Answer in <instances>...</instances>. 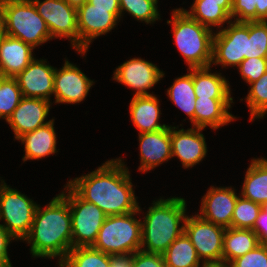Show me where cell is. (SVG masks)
Listing matches in <instances>:
<instances>
[{"label": "cell", "instance_id": "obj_1", "mask_svg": "<svg viewBox=\"0 0 267 267\" xmlns=\"http://www.w3.org/2000/svg\"><path fill=\"white\" fill-rule=\"evenodd\" d=\"M130 172L119 157L107 160L89 174L70 179L67 184L85 201L98 206L107 216L139 209Z\"/></svg>", "mask_w": 267, "mask_h": 267}, {"label": "cell", "instance_id": "obj_2", "mask_svg": "<svg viewBox=\"0 0 267 267\" xmlns=\"http://www.w3.org/2000/svg\"><path fill=\"white\" fill-rule=\"evenodd\" d=\"M41 209L38 204L29 234L23 241L34 258L62 262L72 248L71 214L67 198L58 194Z\"/></svg>", "mask_w": 267, "mask_h": 267}, {"label": "cell", "instance_id": "obj_3", "mask_svg": "<svg viewBox=\"0 0 267 267\" xmlns=\"http://www.w3.org/2000/svg\"><path fill=\"white\" fill-rule=\"evenodd\" d=\"M186 206L183 197L154 200L141 221L140 250L162 255L184 232Z\"/></svg>", "mask_w": 267, "mask_h": 267}, {"label": "cell", "instance_id": "obj_4", "mask_svg": "<svg viewBox=\"0 0 267 267\" xmlns=\"http://www.w3.org/2000/svg\"><path fill=\"white\" fill-rule=\"evenodd\" d=\"M171 17L167 24L172 25L174 42L188 69L211 66L214 28L200 24L181 7L173 9Z\"/></svg>", "mask_w": 267, "mask_h": 267}, {"label": "cell", "instance_id": "obj_5", "mask_svg": "<svg viewBox=\"0 0 267 267\" xmlns=\"http://www.w3.org/2000/svg\"><path fill=\"white\" fill-rule=\"evenodd\" d=\"M142 209L121 215L107 216L99 230L93 248L106 254H133L141 249Z\"/></svg>", "mask_w": 267, "mask_h": 267}, {"label": "cell", "instance_id": "obj_6", "mask_svg": "<svg viewBox=\"0 0 267 267\" xmlns=\"http://www.w3.org/2000/svg\"><path fill=\"white\" fill-rule=\"evenodd\" d=\"M6 35L22 40L34 49L52 40L45 21L31 0H4Z\"/></svg>", "mask_w": 267, "mask_h": 267}, {"label": "cell", "instance_id": "obj_7", "mask_svg": "<svg viewBox=\"0 0 267 267\" xmlns=\"http://www.w3.org/2000/svg\"><path fill=\"white\" fill-rule=\"evenodd\" d=\"M64 187L61 193L69 204L72 248L93 246L107 215L95 204L83 200L68 184Z\"/></svg>", "mask_w": 267, "mask_h": 267}, {"label": "cell", "instance_id": "obj_8", "mask_svg": "<svg viewBox=\"0 0 267 267\" xmlns=\"http://www.w3.org/2000/svg\"><path fill=\"white\" fill-rule=\"evenodd\" d=\"M0 220L17 241L29 234L38 204L0 179Z\"/></svg>", "mask_w": 267, "mask_h": 267}, {"label": "cell", "instance_id": "obj_9", "mask_svg": "<svg viewBox=\"0 0 267 267\" xmlns=\"http://www.w3.org/2000/svg\"><path fill=\"white\" fill-rule=\"evenodd\" d=\"M216 30L213 37L211 67H238L244 59H248L249 22L231 21L227 27Z\"/></svg>", "mask_w": 267, "mask_h": 267}, {"label": "cell", "instance_id": "obj_10", "mask_svg": "<svg viewBox=\"0 0 267 267\" xmlns=\"http://www.w3.org/2000/svg\"><path fill=\"white\" fill-rule=\"evenodd\" d=\"M38 14L45 21L52 39L66 38L79 52L77 9L65 0H31Z\"/></svg>", "mask_w": 267, "mask_h": 267}, {"label": "cell", "instance_id": "obj_11", "mask_svg": "<svg viewBox=\"0 0 267 267\" xmlns=\"http://www.w3.org/2000/svg\"><path fill=\"white\" fill-rule=\"evenodd\" d=\"M226 228L202 219L198 214L187 216L184 232L202 263L222 262L223 237Z\"/></svg>", "mask_w": 267, "mask_h": 267}, {"label": "cell", "instance_id": "obj_12", "mask_svg": "<svg viewBox=\"0 0 267 267\" xmlns=\"http://www.w3.org/2000/svg\"><path fill=\"white\" fill-rule=\"evenodd\" d=\"M165 73L156 64L142 58H131L120 64L113 73L112 79L135 90L133 96L153 95L148 92Z\"/></svg>", "mask_w": 267, "mask_h": 267}, {"label": "cell", "instance_id": "obj_13", "mask_svg": "<svg viewBox=\"0 0 267 267\" xmlns=\"http://www.w3.org/2000/svg\"><path fill=\"white\" fill-rule=\"evenodd\" d=\"M94 83L77 65L66 59L61 69L55 68L54 103L72 105L81 103L87 97Z\"/></svg>", "mask_w": 267, "mask_h": 267}, {"label": "cell", "instance_id": "obj_14", "mask_svg": "<svg viewBox=\"0 0 267 267\" xmlns=\"http://www.w3.org/2000/svg\"><path fill=\"white\" fill-rule=\"evenodd\" d=\"M79 54L85 57L91 42L109 33L120 21L110 13V9L91 8L87 1L77 9Z\"/></svg>", "mask_w": 267, "mask_h": 267}, {"label": "cell", "instance_id": "obj_15", "mask_svg": "<svg viewBox=\"0 0 267 267\" xmlns=\"http://www.w3.org/2000/svg\"><path fill=\"white\" fill-rule=\"evenodd\" d=\"M170 125L172 158L177 157L183 168L199 164L207 154V144L201 133L204 128L192 127L187 130Z\"/></svg>", "mask_w": 267, "mask_h": 267}, {"label": "cell", "instance_id": "obj_16", "mask_svg": "<svg viewBox=\"0 0 267 267\" xmlns=\"http://www.w3.org/2000/svg\"><path fill=\"white\" fill-rule=\"evenodd\" d=\"M54 73L55 67L49 65L46 59L34 58L15 79L23 97L50 101V96L54 94Z\"/></svg>", "mask_w": 267, "mask_h": 267}, {"label": "cell", "instance_id": "obj_17", "mask_svg": "<svg viewBox=\"0 0 267 267\" xmlns=\"http://www.w3.org/2000/svg\"><path fill=\"white\" fill-rule=\"evenodd\" d=\"M238 195L234 188L211 186L202 196L200 212L198 215L215 225L224 228L231 227V219Z\"/></svg>", "mask_w": 267, "mask_h": 267}, {"label": "cell", "instance_id": "obj_18", "mask_svg": "<svg viewBox=\"0 0 267 267\" xmlns=\"http://www.w3.org/2000/svg\"><path fill=\"white\" fill-rule=\"evenodd\" d=\"M51 103L40 98L23 97L21 99L6 121L14 132L15 140L51 122V120L45 121L50 113Z\"/></svg>", "mask_w": 267, "mask_h": 267}, {"label": "cell", "instance_id": "obj_19", "mask_svg": "<svg viewBox=\"0 0 267 267\" xmlns=\"http://www.w3.org/2000/svg\"><path fill=\"white\" fill-rule=\"evenodd\" d=\"M138 140L140 149L139 171L150 172L172 158L170 126L156 132L139 133Z\"/></svg>", "mask_w": 267, "mask_h": 267}, {"label": "cell", "instance_id": "obj_20", "mask_svg": "<svg viewBox=\"0 0 267 267\" xmlns=\"http://www.w3.org/2000/svg\"><path fill=\"white\" fill-rule=\"evenodd\" d=\"M195 103L194 127L217 130L237 119L229 112L233 98H196Z\"/></svg>", "mask_w": 267, "mask_h": 267}, {"label": "cell", "instance_id": "obj_21", "mask_svg": "<svg viewBox=\"0 0 267 267\" xmlns=\"http://www.w3.org/2000/svg\"><path fill=\"white\" fill-rule=\"evenodd\" d=\"M34 48L6 35L0 40V76L15 78L35 58Z\"/></svg>", "mask_w": 267, "mask_h": 267}, {"label": "cell", "instance_id": "obj_22", "mask_svg": "<svg viewBox=\"0 0 267 267\" xmlns=\"http://www.w3.org/2000/svg\"><path fill=\"white\" fill-rule=\"evenodd\" d=\"M159 102L155 94L132 97L129 113L139 133L156 132L169 126L159 122L162 114Z\"/></svg>", "mask_w": 267, "mask_h": 267}, {"label": "cell", "instance_id": "obj_23", "mask_svg": "<svg viewBox=\"0 0 267 267\" xmlns=\"http://www.w3.org/2000/svg\"><path fill=\"white\" fill-rule=\"evenodd\" d=\"M54 123L53 118L48 124L25 133L17 139L24 145L23 162L39 160L57 153V133L54 129Z\"/></svg>", "mask_w": 267, "mask_h": 267}, {"label": "cell", "instance_id": "obj_24", "mask_svg": "<svg viewBox=\"0 0 267 267\" xmlns=\"http://www.w3.org/2000/svg\"><path fill=\"white\" fill-rule=\"evenodd\" d=\"M241 196L261 206L267 202V159L253 158L247 168Z\"/></svg>", "mask_w": 267, "mask_h": 267}, {"label": "cell", "instance_id": "obj_25", "mask_svg": "<svg viewBox=\"0 0 267 267\" xmlns=\"http://www.w3.org/2000/svg\"><path fill=\"white\" fill-rule=\"evenodd\" d=\"M211 66L193 68V84L196 98H233L230 83L222 73H211Z\"/></svg>", "mask_w": 267, "mask_h": 267}, {"label": "cell", "instance_id": "obj_26", "mask_svg": "<svg viewBox=\"0 0 267 267\" xmlns=\"http://www.w3.org/2000/svg\"><path fill=\"white\" fill-rule=\"evenodd\" d=\"M259 245L257 234L252 229L226 228L223 237L222 262L229 264Z\"/></svg>", "mask_w": 267, "mask_h": 267}, {"label": "cell", "instance_id": "obj_27", "mask_svg": "<svg viewBox=\"0 0 267 267\" xmlns=\"http://www.w3.org/2000/svg\"><path fill=\"white\" fill-rule=\"evenodd\" d=\"M188 72V74L176 78L166 93L169 100L188 116L192 123L191 126L194 127L196 95L193 84V68H190Z\"/></svg>", "mask_w": 267, "mask_h": 267}, {"label": "cell", "instance_id": "obj_28", "mask_svg": "<svg viewBox=\"0 0 267 267\" xmlns=\"http://www.w3.org/2000/svg\"><path fill=\"white\" fill-rule=\"evenodd\" d=\"M162 256L167 267H199L202 263L185 232L170 244Z\"/></svg>", "mask_w": 267, "mask_h": 267}, {"label": "cell", "instance_id": "obj_29", "mask_svg": "<svg viewBox=\"0 0 267 267\" xmlns=\"http://www.w3.org/2000/svg\"><path fill=\"white\" fill-rule=\"evenodd\" d=\"M61 263L65 267H111L110 255L92 246L71 248Z\"/></svg>", "mask_w": 267, "mask_h": 267}, {"label": "cell", "instance_id": "obj_30", "mask_svg": "<svg viewBox=\"0 0 267 267\" xmlns=\"http://www.w3.org/2000/svg\"><path fill=\"white\" fill-rule=\"evenodd\" d=\"M191 18L211 29H222L224 23L232 21L230 15L220 6L211 4H192L190 10L182 8ZM221 27V28H220Z\"/></svg>", "mask_w": 267, "mask_h": 267}, {"label": "cell", "instance_id": "obj_31", "mask_svg": "<svg viewBox=\"0 0 267 267\" xmlns=\"http://www.w3.org/2000/svg\"><path fill=\"white\" fill-rule=\"evenodd\" d=\"M157 5L158 4L152 0H119L120 19L123 17L124 11H126L137 21L153 24L158 19L160 20V13Z\"/></svg>", "mask_w": 267, "mask_h": 267}, {"label": "cell", "instance_id": "obj_32", "mask_svg": "<svg viewBox=\"0 0 267 267\" xmlns=\"http://www.w3.org/2000/svg\"><path fill=\"white\" fill-rule=\"evenodd\" d=\"M249 86L250 90L245 99L252 122L255 119H263L267 114V71Z\"/></svg>", "mask_w": 267, "mask_h": 267}, {"label": "cell", "instance_id": "obj_33", "mask_svg": "<svg viewBox=\"0 0 267 267\" xmlns=\"http://www.w3.org/2000/svg\"><path fill=\"white\" fill-rule=\"evenodd\" d=\"M22 98L16 79L0 76V119L7 121Z\"/></svg>", "mask_w": 267, "mask_h": 267}, {"label": "cell", "instance_id": "obj_34", "mask_svg": "<svg viewBox=\"0 0 267 267\" xmlns=\"http://www.w3.org/2000/svg\"><path fill=\"white\" fill-rule=\"evenodd\" d=\"M261 211L262 206L260 204L245 199L240 195L235 204L231 227L236 229H253Z\"/></svg>", "mask_w": 267, "mask_h": 267}, {"label": "cell", "instance_id": "obj_35", "mask_svg": "<svg viewBox=\"0 0 267 267\" xmlns=\"http://www.w3.org/2000/svg\"><path fill=\"white\" fill-rule=\"evenodd\" d=\"M248 58H267V21H249Z\"/></svg>", "mask_w": 267, "mask_h": 267}, {"label": "cell", "instance_id": "obj_36", "mask_svg": "<svg viewBox=\"0 0 267 267\" xmlns=\"http://www.w3.org/2000/svg\"><path fill=\"white\" fill-rule=\"evenodd\" d=\"M237 69L242 79L250 85L267 71V58L244 59Z\"/></svg>", "mask_w": 267, "mask_h": 267}, {"label": "cell", "instance_id": "obj_37", "mask_svg": "<svg viewBox=\"0 0 267 267\" xmlns=\"http://www.w3.org/2000/svg\"><path fill=\"white\" fill-rule=\"evenodd\" d=\"M229 267H267V253L259 244L243 256L232 260Z\"/></svg>", "mask_w": 267, "mask_h": 267}, {"label": "cell", "instance_id": "obj_38", "mask_svg": "<svg viewBox=\"0 0 267 267\" xmlns=\"http://www.w3.org/2000/svg\"><path fill=\"white\" fill-rule=\"evenodd\" d=\"M258 0H232L231 19L235 22L256 21Z\"/></svg>", "mask_w": 267, "mask_h": 267}, {"label": "cell", "instance_id": "obj_39", "mask_svg": "<svg viewBox=\"0 0 267 267\" xmlns=\"http://www.w3.org/2000/svg\"><path fill=\"white\" fill-rule=\"evenodd\" d=\"M133 267H167L161 254L147 253L142 250L132 254Z\"/></svg>", "mask_w": 267, "mask_h": 267}, {"label": "cell", "instance_id": "obj_40", "mask_svg": "<svg viewBox=\"0 0 267 267\" xmlns=\"http://www.w3.org/2000/svg\"><path fill=\"white\" fill-rule=\"evenodd\" d=\"M15 240L6 230V228L0 224V266L1 267H12L8 255V246L10 242Z\"/></svg>", "mask_w": 267, "mask_h": 267}, {"label": "cell", "instance_id": "obj_41", "mask_svg": "<svg viewBox=\"0 0 267 267\" xmlns=\"http://www.w3.org/2000/svg\"><path fill=\"white\" fill-rule=\"evenodd\" d=\"M91 8L110 9L112 13L120 21L119 0H88Z\"/></svg>", "mask_w": 267, "mask_h": 267}, {"label": "cell", "instance_id": "obj_42", "mask_svg": "<svg viewBox=\"0 0 267 267\" xmlns=\"http://www.w3.org/2000/svg\"><path fill=\"white\" fill-rule=\"evenodd\" d=\"M252 230L257 234L259 242L267 237V213L263 209L257 217Z\"/></svg>", "mask_w": 267, "mask_h": 267}, {"label": "cell", "instance_id": "obj_43", "mask_svg": "<svg viewBox=\"0 0 267 267\" xmlns=\"http://www.w3.org/2000/svg\"><path fill=\"white\" fill-rule=\"evenodd\" d=\"M111 267H133L132 254H111L110 255Z\"/></svg>", "mask_w": 267, "mask_h": 267}, {"label": "cell", "instance_id": "obj_44", "mask_svg": "<svg viewBox=\"0 0 267 267\" xmlns=\"http://www.w3.org/2000/svg\"><path fill=\"white\" fill-rule=\"evenodd\" d=\"M193 4H211L222 7L231 17L232 0H194Z\"/></svg>", "mask_w": 267, "mask_h": 267}, {"label": "cell", "instance_id": "obj_45", "mask_svg": "<svg viewBox=\"0 0 267 267\" xmlns=\"http://www.w3.org/2000/svg\"><path fill=\"white\" fill-rule=\"evenodd\" d=\"M256 21H267V0H258Z\"/></svg>", "mask_w": 267, "mask_h": 267}, {"label": "cell", "instance_id": "obj_46", "mask_svg": "<svg viewBox=\"0 0 267 267\" xmlns=\"http://www.w3.org/2000/svg\"><path fill=\"white\" fill-rule=\"evenodd\" d=\"M6 36L5 31V14L3 4H0V40Z\"/></svg>", "mask_w": 267, "mask_h": 267}, {"label": "cell", "instance_id": "obj_47", "mask_svg": "<svg viewBox=\"0 0 267 267\" xmlns=\"http://www.w3.org/2000/svg\"><path fill=\"white\" fill-rule=\"evenodd\" d=\"M70 6L78 9L81 7L84 3H86L88 0H65Z\"/></svg>", "mask_w": 267, "mask_h": 267}, {"label": "cell", "instance_id": "obj_48", "mask_svg": "<svg viewBox=\"0 0 267 267\" xmlns=\"http://www.w3.org/2000/svg\"><path fill=\"white\" fill-rule=\"evenodd\" d=\"M199 267H229V265L224 262H217V263H202Z\"/></svg>", "mask_w": 267, "mask_h": 267}, {"label": "cell", "instance_id": "obj_49", "mask_svg": "<svg viewBox=\"0 0 267 267\" xmlns=\"http://www.w3.org/2000/svg\"><path fill=\"white\" fill-rule=\"evenodd\" d=\"M259 244L263 247V249L265 250V252L267 253V237L263 238Z\"/></svg>", "mask_w": 267, "mask_h": 267}, {"label": "cell", "instance_id": "obj_50", "mask_svg": "<svg viewBox=\"0 0 267 267\" xmlns=\"http://www.w3.org/2000/svg\"><path fill=\"white\" fill-rule=\"evenodd\" d=\"M262 209L267 213V202L264 205H262Z\"/></svg>", "mask_w": 267, "mask_h": 267}, {"label": "cell", "instance_id": "obj_51", "mask_svg": "<svg viewBox=\"0 0 267 267\" xmlns=\"http://www.w3.org/2000/svg\"><path fill=\"white\" fill-rule=\"evenodd\" d=\"M59 266L58 267H65L61 262L57 263Z\"/></svg>", "mask_w": 267, "mask_h": 267}]
</instances>
